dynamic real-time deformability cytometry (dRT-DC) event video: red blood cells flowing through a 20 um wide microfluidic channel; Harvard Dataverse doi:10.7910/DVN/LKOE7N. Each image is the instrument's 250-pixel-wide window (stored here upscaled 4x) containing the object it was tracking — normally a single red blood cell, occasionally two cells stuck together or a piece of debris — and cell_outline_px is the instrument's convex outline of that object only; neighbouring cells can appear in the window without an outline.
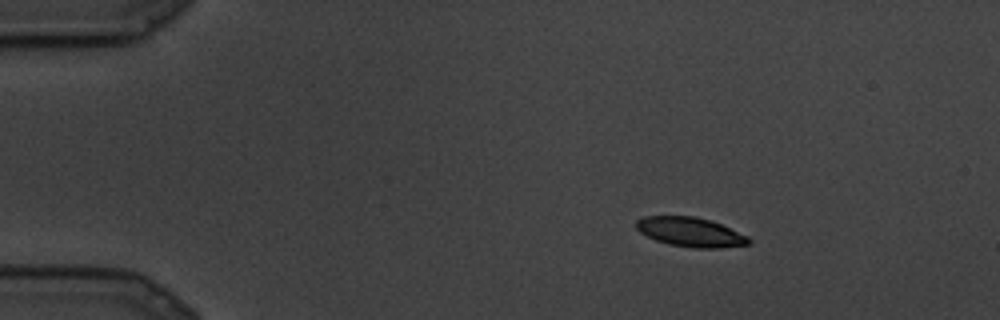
{"species": "common noctule bat (a hibernating species)", "species_latin": "Nyctalus noctula", "temperature_condition": "cold", "stored_images_in_passage": 5, "camera_frame_rate_fps": 3000, "um_per_image_px": 0.085, "animal": {"sex": "male", "body_mass_g": 19.5, "forearm_length_mm": 54.6}, "frame": {"image": 1, "passage_image": 1, "time_ms": 0.0, "image_size_px": [1000, 320], "cell_outline_px": [[752, 244], [720, 248], [692, 248], [668, 244], [656, 240], [640, 232], [636, 228], [636, 220], [644, 216], [692, 216], [712, 220], [748, 236], [752, 240]], "centroid_in_image_um": [58.72, 19.73], "position_along_channel_um": 26.3, "area_um2": 19.42}}